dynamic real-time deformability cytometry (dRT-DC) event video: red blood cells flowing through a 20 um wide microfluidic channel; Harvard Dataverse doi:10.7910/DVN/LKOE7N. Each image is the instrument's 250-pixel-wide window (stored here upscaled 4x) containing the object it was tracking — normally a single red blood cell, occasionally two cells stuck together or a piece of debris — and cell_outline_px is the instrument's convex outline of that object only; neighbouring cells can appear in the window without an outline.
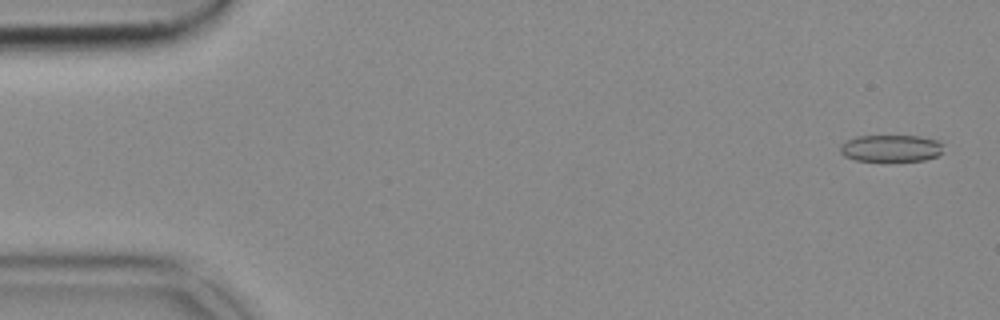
{"species": "common noctule bat (a hibernating species)", "species_latin": "Nyctalus noctula", "temperature_condition": "cold", "stored_images_in_passage": 53, "camera_frame_rate_fps": 3000, "um_per_image_px": 0.085, "animal": {"sex": "female", "body_mass_g": 18.4}, "frame": {"image": 1, "passage_image": 2, "time_ms": 0.333, "image_size_px": [1000, 320], "cell_outline_px": [[944, 152], [936, 156], [924, 160], [856, 160], [844, 156], [840, 152], [840, 144], [856, 136], [920, 136], [936, 140], [944, 144]], "centroid_in_image_um": [75.76, 12.59], "position_along_channel_um": 9.2, "area_um2": 16.13}}
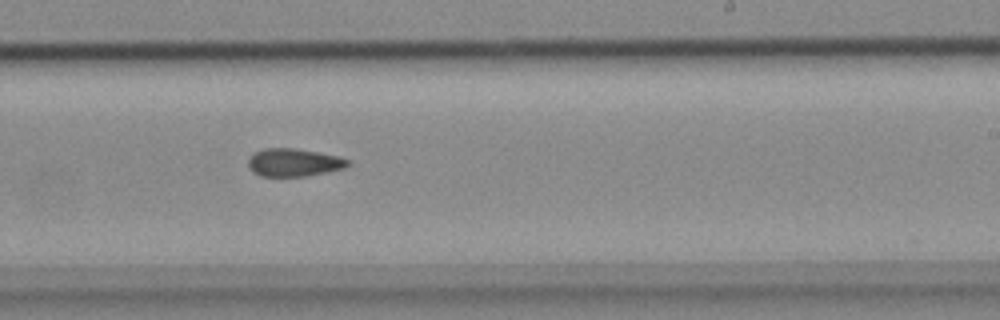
{"frame": {"image": 2, "passage_image": 32, "time_ms": 10.333, "image_size_px": [1000, 320], "cell_outline_px": [[352, 164], [344, 168], [304, 176], [260, 176], [252, 172], [248, 168], [248, 156], [264, 148], [296, 148], [336, 156], [352, 160]], "centroid_in_image_um": [24.95, 13.81], "position_along_channel_um": 264.1, "area_um2": 16.24}}
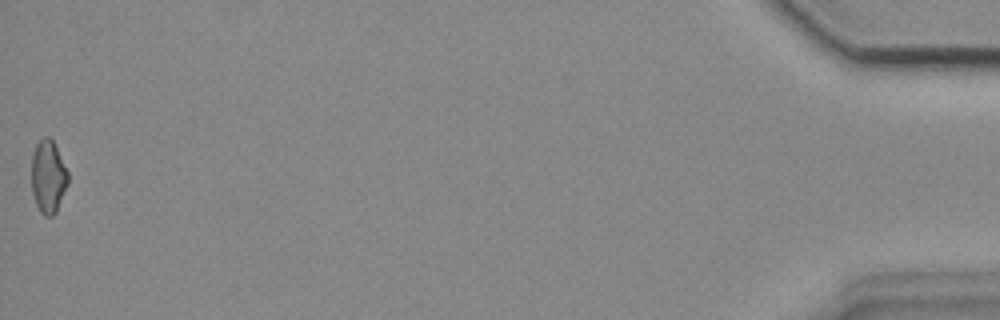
{"frame": {"image": 3, "passage_image": 53, "time_ms": 17.333, "image_size_px": [1000, 320], "cell_outline_px": [[68, 184], [56, 212], [52, 216], [44, 216], [40, 212], [36, 204], [32, 192], [32, 156], [36, 144], [44, 136], [48, 136], [52, 140], [68, 172]], "centroid_in_image_um": [4.09, 15.04], "position_along_channel_um": 431.1, "area_um2": 15.37}}